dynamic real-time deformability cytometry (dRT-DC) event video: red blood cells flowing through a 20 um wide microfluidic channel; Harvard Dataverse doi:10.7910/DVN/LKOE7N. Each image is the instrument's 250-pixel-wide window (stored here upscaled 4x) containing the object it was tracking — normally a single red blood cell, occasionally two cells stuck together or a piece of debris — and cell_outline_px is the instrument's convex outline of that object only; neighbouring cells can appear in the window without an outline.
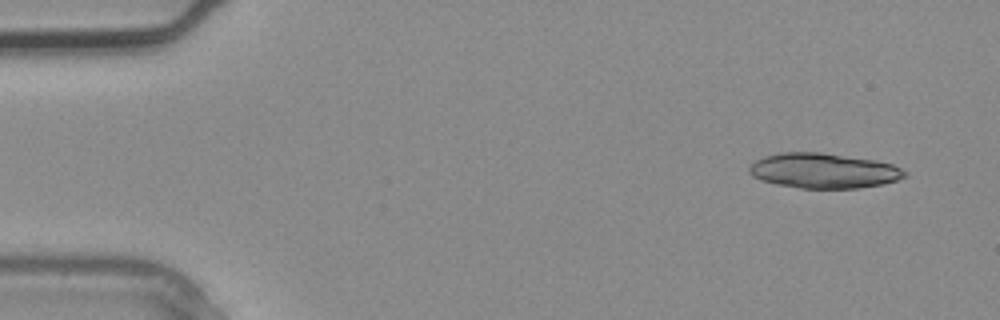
{"species": "common noctule bat (a hibernating species)", "species_latin": "Nyctalus noctula", "temperature_condition": "warm", "stored_images_in_passage": 2, "camera_frame_rate_fps": 3000, "um_per_image_px": 0.085, "animal": {"sex": "male", "body_mass_g": 20.4}, "frame": {"image": 1, "passage_image": 1, "time_ms": 0.0, "image_size_px": [1000, 320], "cell_outline_px": [[908, 176], [884, 184], [856, 188], [800, 188], [776, 184], [760, 180], [752, 176], [748, 172], [748, 168], [756, 160], [764, 156], [780, 152], [820, 152], [876, 160], [892, 164], [908, 172]], "centroid_in_image_um": [70.0, 14.51], "position_along_channel_um": 15.0, "area_um2": 31.91}}